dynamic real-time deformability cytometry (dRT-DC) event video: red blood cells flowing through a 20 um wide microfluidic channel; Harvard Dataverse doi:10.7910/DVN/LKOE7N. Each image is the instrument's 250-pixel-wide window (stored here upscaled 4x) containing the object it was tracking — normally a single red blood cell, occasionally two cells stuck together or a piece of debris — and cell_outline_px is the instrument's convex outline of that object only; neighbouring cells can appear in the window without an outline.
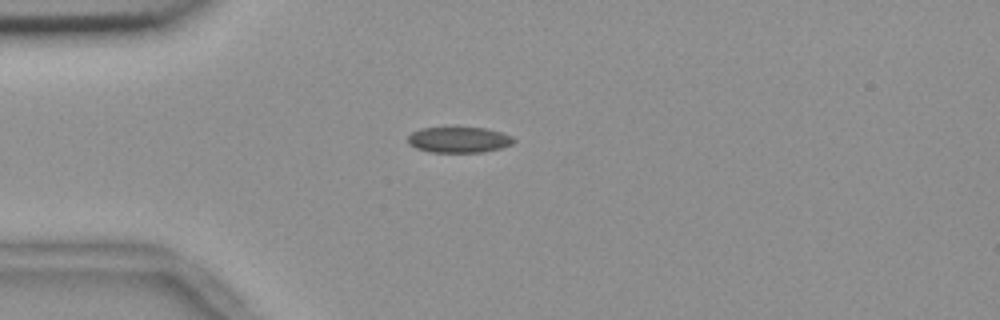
{"species": "common noctule bat (a hibernating species)", "species_latin": "Nyctalus noctula", "temperature_condition": "room temperature", "stored_images_in_passage": 42, "camera_frame_rate_fps": 3000, "um_per_image_px": 0.085, "animal": {"sex": "female", "body_mass_g": 18.4}, "frame": {"image": 1, "passage_image": 1, "time_ms": 0.0, "image_size_px": [1000, 320], "cell_outline_px": [[516, 140], [512, 144], [500, 148], [480, 152], [428, 152], [416, 148], [408, 144], [408, 136], [412, 132], [420, 128], [484, 128], [500, 132], [512, 136]], "centroid_in_image_um": [38.98, 11.89], "position_along_channel_um": 46.0, "area_um2": 15.78}}
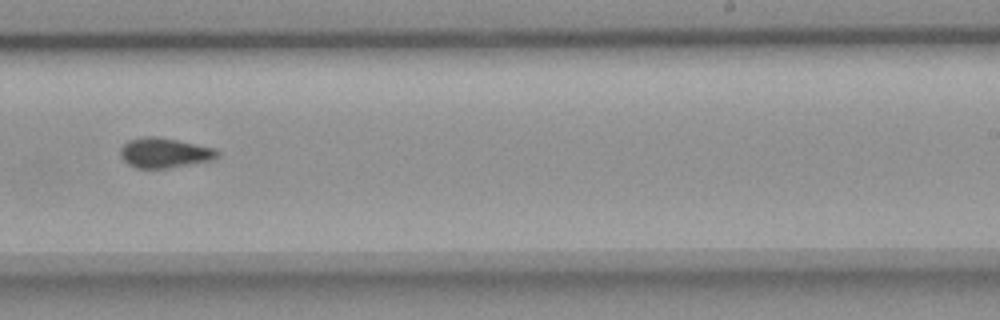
{"frame": {"image": 2, "passage_image": 21, "time_ms": 6.667, "image_size_px": [1000, 320], "cell_outline_px": [[220, 156], [212, 160], [168, 168], [136, 168], [128, 164], [120, 156], [120, 148], [128, 140], [144, 136], [156, 136], [216, 148], [220, 152]], "centroid_in_image_um": [13.99, 12.99], "position_along_channel_um": 275.0, "area_um2": 16.99}}
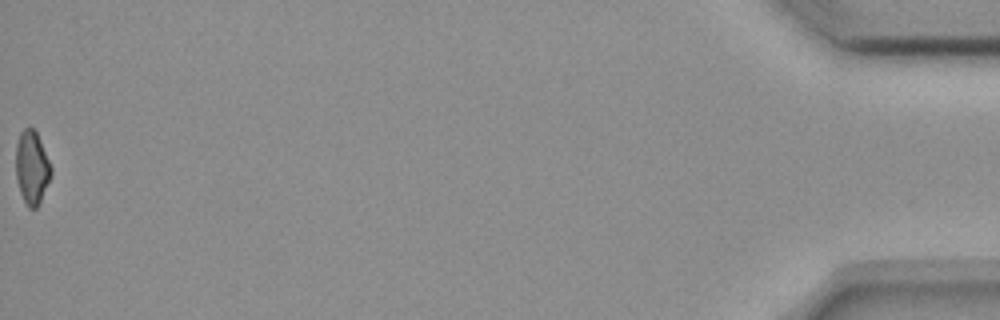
{"frame": {"image": 3, "passage_image": 42, "time_ms": 13.667, "image_size_px": [1000, 320], "cell_outline_px": [[52, 176], [40, 204], [36, 208], [28, 208], [20, 192], [16, 180], [16, 144], [20, 132], [24, 128], [32, 128], [36, 132], [40, 140], [52, 168]], "centroid_in_image_um": [2.72, 14.27], "position_along_channel_um": 432.5, "area_um2": 15.2}, "authors_computed_cell_mechanics": {"area_um2": 16.5019, "velocity_mm_per_s": 3.6869, "shape_relaxation_time_tau1_ms": 8.6624, "shape_relaxation_time_tau2_ms": 2.3969, "deformation_change_tau1": 0.1368, "deformation_change_tau2": 0.0712}}